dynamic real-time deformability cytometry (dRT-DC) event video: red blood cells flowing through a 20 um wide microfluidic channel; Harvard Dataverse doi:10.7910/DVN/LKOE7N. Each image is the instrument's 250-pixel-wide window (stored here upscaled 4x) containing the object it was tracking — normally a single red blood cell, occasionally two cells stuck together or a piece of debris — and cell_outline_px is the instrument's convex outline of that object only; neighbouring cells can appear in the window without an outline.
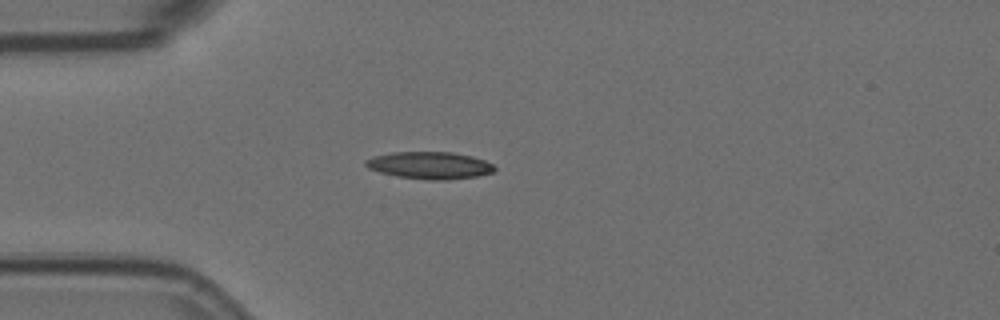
{"species": "Egyptian fruit bat (a non-hibernating species)", "species_latin": "Rousettus aegyptiacus", "temperature_condition": "room temperature", "stored_images_in_passage": 4, "camera_frame_rate_fps": 3000, "um_per_image_px": 0.085, "animal": {"sex": "female"}, "frame": {"image": 1, "passage_image": 3, "time_ms": 0.667, "image_size_px": [1000, 320], "cell_outline_px": [[496, 168], [492, 172], [476, 176], [444, 180], [428, 180], [396, 176], [380, 172], [368, 168], [364, 164], [364, 160], [372, 156], [392, 152], [452, 152], [472, 156], [484, 160], [492, 164]], "centroid_in_image_um": [36.48, 14.05], "position_along_channel_um": 48.5, "area_um2": 20.4}}